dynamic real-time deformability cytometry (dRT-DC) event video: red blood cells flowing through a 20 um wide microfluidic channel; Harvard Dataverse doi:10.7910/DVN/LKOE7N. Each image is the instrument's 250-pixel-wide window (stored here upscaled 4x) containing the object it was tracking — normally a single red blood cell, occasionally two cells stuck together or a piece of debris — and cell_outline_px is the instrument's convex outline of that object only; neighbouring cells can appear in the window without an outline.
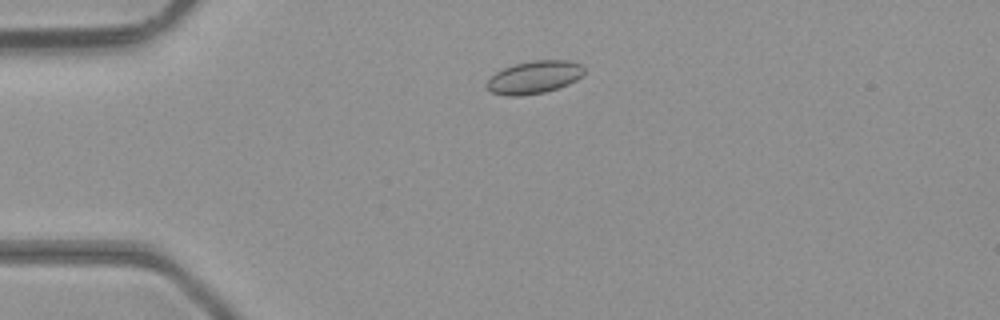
{"species": "common noctule bat (a hibernating species)", "species_latin": "Nyctalus noctula", "temperature_condition": "room temperature", "stored_images_in_passage": 36, "camera_frame_rate_fps": 3000, "um_per_image_px": 0.085, "animal": {"sex": "male", "body_mass_g": 23.1, "forearm_length_mm": 52.7}, "frame": {"image": 1, "passage_image": 1, "time_ms": 0.0, "image_size_px": [1000, 320], "cell_outline_px": [[584, 72], [576, 80], [568, 84], [544, 92], [520, 96], [504, 96], [492, 92], [488, 88], [488, 80], [496, 72], [504, 68], [516, 64], [532, 60], [568, 60], [580, 64], [584, 68]], "centroid_in_image_um": [45.41, 6.56], "position_along_channel_um": 39.6, "area_um2": 18.32}}
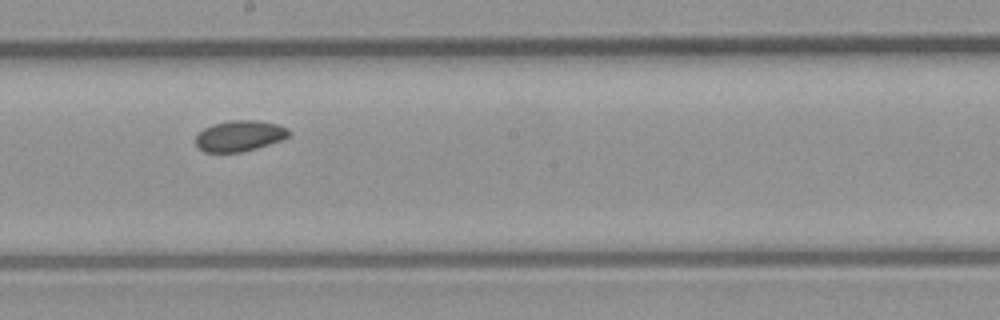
{"frame": {"image": 2, "passage_image": 16, "time_ms": 5.0, "image_size_px": [1000, 320], "cell_outline_px": [[292, 132], [288, 136], [280, 140], [256, 148], [240, 152], [204, 152], [196, 144], [196, 136], [204, 128], [212, 124], [232, 120], [256, 120], [276, 124], [288, 128]], "centroid_in_image_um": [20.36, 11.54], "position_along_channel_um": 227.8, "area_um2": 16.59}}
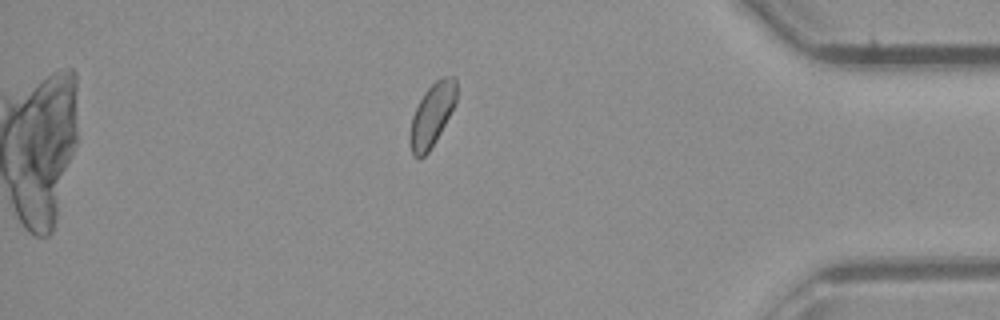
{"frame": {"image": 3, "passage_image": 30, "time_ms": 9.667, "image_size_px": [1000, 320], "cell_outline_px": [[456, 104], [440, 132], [428, 152], [420, 160], [412, 156], [408, 136], [412, 116], [424, 92], [436, 80], [444, 76], [456, 76]], "centroid_in_image_um": [36.7, 9.78], "position_along_channel_um": 398.5, "area_um2": 17.11}, "authors_computed_cell_mechanics": {"area_um2": 16.9932, "velocity_mm_per_s": 4.4088, "shape_relaxation_time_tau1_ms": null, "shape_relaxation_time_tau2_ms": 5.1651, "deformation_change_tau1": null, "deformation_change_tau2": 0.0779}}